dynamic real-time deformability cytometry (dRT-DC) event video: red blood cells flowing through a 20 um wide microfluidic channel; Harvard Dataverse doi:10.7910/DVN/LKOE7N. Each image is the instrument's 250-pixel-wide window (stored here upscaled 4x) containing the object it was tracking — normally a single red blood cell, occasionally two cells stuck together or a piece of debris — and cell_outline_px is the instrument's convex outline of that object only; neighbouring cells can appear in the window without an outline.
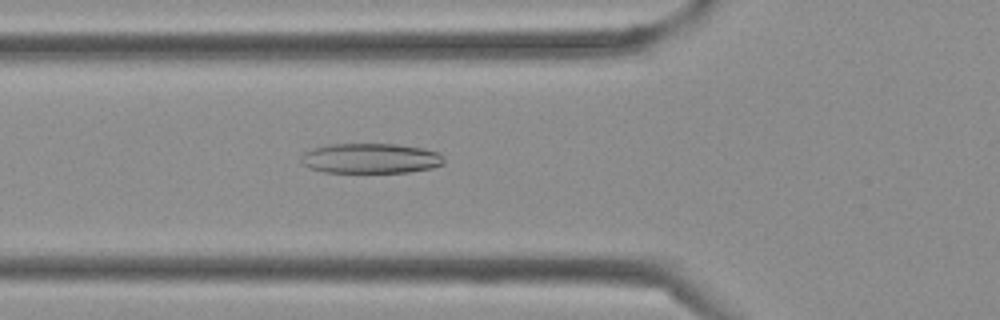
{"species": "Egyptian fruit bat (a non-hibernating species)", "species_latin": "Rousettus aegyptiacus", "temperature_condition": "cold", "stored_images_in_passage": 30, "camera_frame_rate_fps": 3000, "um_per_image_px": 0.085, "frame": {"image": 1, "passage_image": 6, "time_ms": 1.667, "image_size_px": [1000, 320], "cell_outline_px": [[444, 164], [432, 168], [408, 172], [324, 172], [308, 168], [300, 160], [304, 152], [312, 148], [328, 144], [396, 144], [424, 148], [440, 152], [444, 156]], "centroid_in_image_um": [31.53, 13.45], "position_along_channel_um": 94.3, "area_um2": 25.26}}
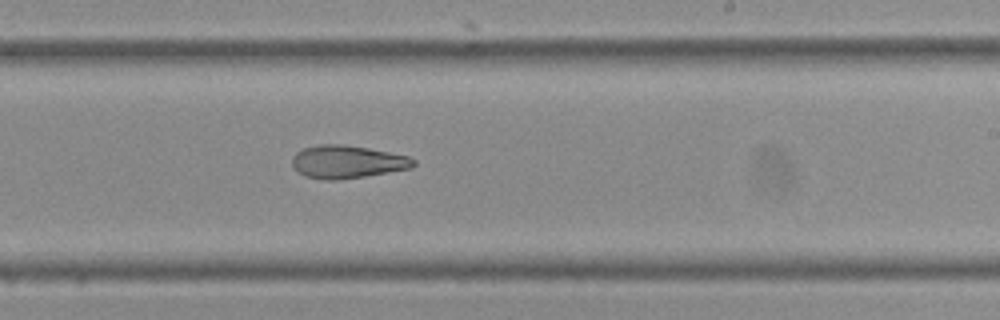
{"frame": {"image": 2, "passage_image": 16, "time_ms": 5.0, "image_size_px": [1000, 320], "cell_outline_px": [[416, 164], [412, 168], [340, 180], [324, 180], [304, 176], [292, 168], [292, 156], [296, 152], [304, 148], [320, 144], [340, 144], [368, 148], [408, 156], [416, 160]], "centroid_in_image_um": [29.48, 13.76], "position_along_channel_um": 259.5, "area_um2": 23.35}}
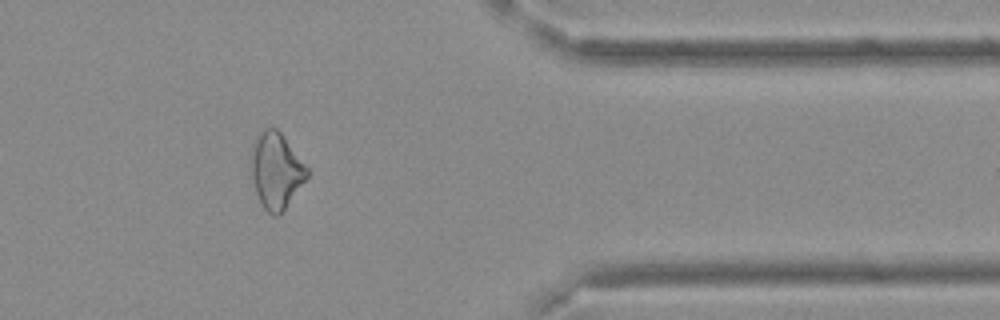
{"frame": {"image": 3, "passage_image": 25, "time_ms": 8.0, "image_size_px": [1000, 320], "cell_outline_px": [[308, 176], [280, 216], [272, 216], [264, 208], [256, 192], [252, 176], [252, 148], [256, 136], [264, 128], [276, 128], [280, 132], [308, 168]], "centroid_in_image_um": [23.48, 14.52], "position_along_channel_um": 387.9, "area_um2": 24.33}}